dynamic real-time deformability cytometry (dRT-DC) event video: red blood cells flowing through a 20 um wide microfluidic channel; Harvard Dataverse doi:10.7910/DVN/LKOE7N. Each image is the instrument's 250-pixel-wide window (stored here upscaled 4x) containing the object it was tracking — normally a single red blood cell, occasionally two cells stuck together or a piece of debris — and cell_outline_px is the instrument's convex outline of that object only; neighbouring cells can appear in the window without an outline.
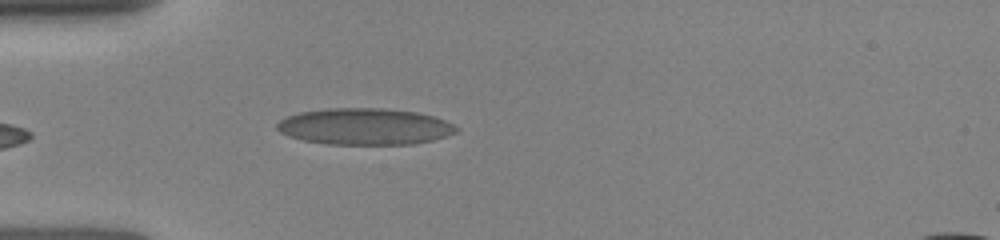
{"species": "human", "species_latin": "Homo sapiens", "temperature_condition": "room temperature", "stored_images_in_passage": 3, "camera_frame_rate_fps": 3000, "um_per_image_px": 0.085, "donor": {"sex": "female"}, "frame": {"image": 1, "passage_image": 3, "time_ms": 1.667, "image_size_px": [1000, 240], "cell_outline_px": [[460, 128], [456, 132], [448, 136], [432, 140], [412, 144], [328, 144], [304, 140], [288, 136], [280, 132], [276, 128], [276, 124], [280, 120], [288, 116], [300, 112], [328, 108], [384, 108], [416, 112], [432, 116], [444, 120]], "centroid_in_image_um": [31.0, 10.75], "position_along_channel_um": 54.0, "area_um2": 38.09}}